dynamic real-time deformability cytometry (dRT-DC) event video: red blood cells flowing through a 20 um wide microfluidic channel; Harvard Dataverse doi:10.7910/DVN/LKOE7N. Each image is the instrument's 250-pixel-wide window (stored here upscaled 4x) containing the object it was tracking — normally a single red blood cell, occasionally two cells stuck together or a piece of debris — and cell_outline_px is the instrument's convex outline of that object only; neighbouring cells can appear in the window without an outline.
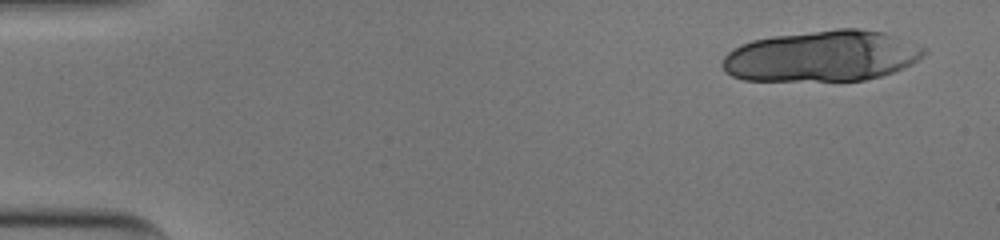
{"species": "human", "species_latin": "Homo sapiens", "temperature_condition": "cold", "stored_images_in_passage": 18, "camera_frame_rate_fps": 3000, "um_per_image_px": 0.085, "donor": {"sex": "male"}, "frame": {"image": 1, "passage_image": 3, "time_ms": 0.667, "image_size_px": [1000, 240], "cell_outline_px": [[928, 52], [924, 56], [912, 64], [904, 68], [880, 76], [864, 80], [744, 80], [732, 76], [720, 64], [724, 56], [728, 52], [740, 44], [752, 40], [776, 36], [836, 28], [860, 28], [884, 32], [896, 36], [928, 48]], "centroid_in_image_um": [69.92, 4.75], "position_along_channel_um": 15.1, "area_um2": 60.0}}